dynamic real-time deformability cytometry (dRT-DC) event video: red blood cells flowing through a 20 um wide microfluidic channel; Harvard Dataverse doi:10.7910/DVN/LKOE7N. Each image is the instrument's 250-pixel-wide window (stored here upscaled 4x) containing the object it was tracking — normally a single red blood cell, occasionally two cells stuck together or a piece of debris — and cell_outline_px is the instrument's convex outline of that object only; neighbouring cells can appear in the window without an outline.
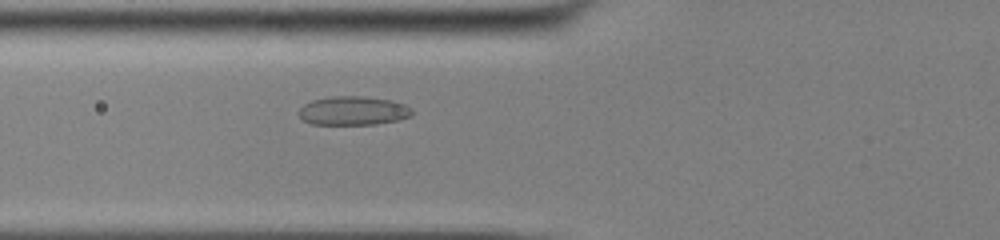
{"species": "common noctule bat (a hibernating species)", "species_latin": "Nyctalus noctula", "temperature_condition": "cold", "stored_images_in_passage": 46, "camera_frame_rate_fps": 3000, "um_per_image_px": 0.085, "animal": {"sex": "male", "body_mass_g": 13.0, "forearm_length_mm": 53.1}, "frame": {"image": 1, "passage_image": 14, "time_ms": 4.333, "image_size_px": [1000, 240], "cell_outline_px": [[412, 116], [400, 120], [376, 124], [312, 124], [304, 120], [296, 112], [304, 104], [312, 100], [332, 96], [360, 96], [392, 100], [404, 104], [412, 108]], "centroid_in_image_um": [30.03, 9.41], "position_along_channel_um": 95.8, "area_um2": 19.13}}
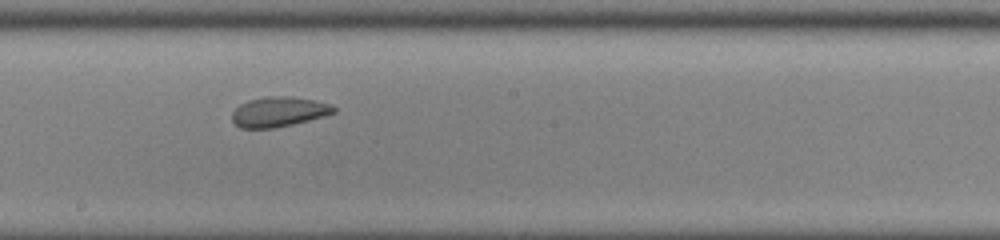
{"frame": {"image": 2, "passage_image": 24, "time_ms": 7.667, "image_size_px": [1000, 240], "cell_outline_px": [[336, 112], [324, 116], [276, 128], [240, 128], [232, 120], [232, 112], [240, 104], [248, 100], [268, 96], [292, 96], [312, 100], [328, 104], [336, 108]], "centroid_in_image_um": [23.67, 9.5], "position_along_channel_um": 224.5, "area_um2": 17.63}}
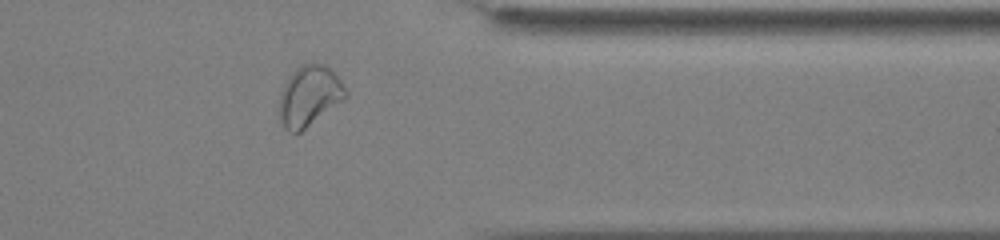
{"frame": {"image": 3, "passage_image": 37, "time_ms": 12.0, "image_size_px": [1000, 240], "cell_outline_px": [[348, 96], [300, 132], [288, 132], [284, 128], [280, 120], [280, 96], [284, 84], [292, 72], [300, 64], [324, 64], [332, 68], [348, 92]], "centroid_in_image_um": [26.3, 8.14], "position_along_channel_um": 385.1, "area_um2": 23.12}, "authors_computed_cell_mechanics": {"area_um2": 20.3456, "velocity_mm_per_s": 3.864, "shape_relaxation_time_tau1_ms": null, "shape_relaxation_time_tau2_ms": 2.005, "deformation_change_tau1": null, "deformation_change_tau2": 0.0626}}